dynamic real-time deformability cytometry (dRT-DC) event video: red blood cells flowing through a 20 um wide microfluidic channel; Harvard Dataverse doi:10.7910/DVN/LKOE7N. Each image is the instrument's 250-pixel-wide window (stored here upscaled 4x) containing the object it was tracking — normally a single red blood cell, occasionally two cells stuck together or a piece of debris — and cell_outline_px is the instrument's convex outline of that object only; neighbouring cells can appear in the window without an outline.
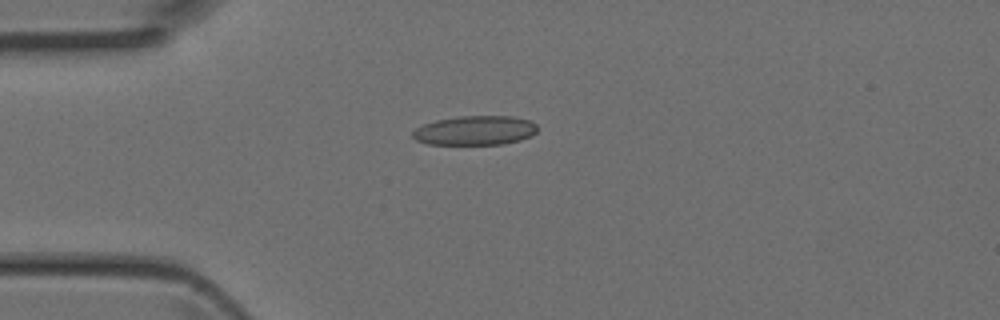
{"species": "Egyptian fruit bat (a non-hibernating species)", "species_latin": "Rousettus aegyptiacus", "temperature_condition": "room temperature", "stored_images_in_passage": 3, "camera_frame_rate_fps": 3000, "um_per_image_px": 0.085, "animal": {"sex": "female"}, "frame": {"image": 1, "passage_image": 3, "time_ms": 0.667, "image_size_px": [1000, 320], "cell_outline_px": [[536, 132], [520, 140], [504, 144], [428, 144], [416, 140], [412, 136], [412, 132], [416, 128], [424, 124], [436, 120], [460, 116], [512, 116], [528, 120], [536, 124]], "centroid_in_image_um": [40.36, 11.09], "position_along_channel_um": 44.6, "area_um2": 21.15}}